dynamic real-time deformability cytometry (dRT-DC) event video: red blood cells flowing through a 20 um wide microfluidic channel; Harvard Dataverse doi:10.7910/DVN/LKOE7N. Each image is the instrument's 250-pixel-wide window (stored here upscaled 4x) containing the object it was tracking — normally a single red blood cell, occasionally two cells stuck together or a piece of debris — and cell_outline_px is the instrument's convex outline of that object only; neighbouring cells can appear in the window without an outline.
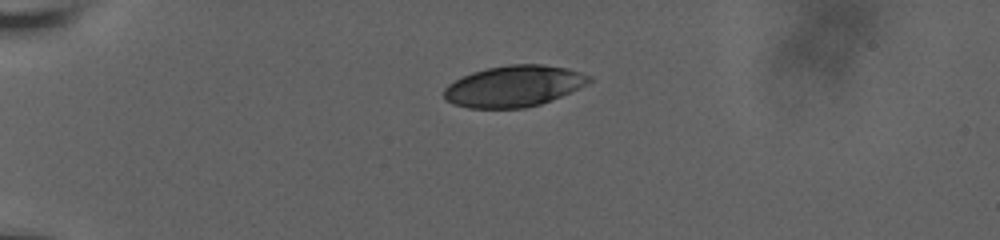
{"species": "human", "species_latin": "Homo sapiens", "temperature_condition": "room temperature", "stored_images_in_passage": 5, "camera_frame_rate_fps": 3000, "um_per_image_px": 0.085, "donor": {"sex": "male"}, "frame": {"image": 1, "passage_image": 1, "time_ms": 0.0, "image_size_px": [1000, 240], "cell_outline_px": [[592, 80], [588, 84], [560, 96], [540, 104], [524, 108], [468, 108], [452, 104], [444, 100], [444, 88], [448, 84], [472, 72], [488, 68], [508, 64], [540, 64], [568, 68], [592, 76]], "centroid_in_image_um": [43.67, 7.32], "position_along_channel_um": 41.3, "area_um2": 34.85}}
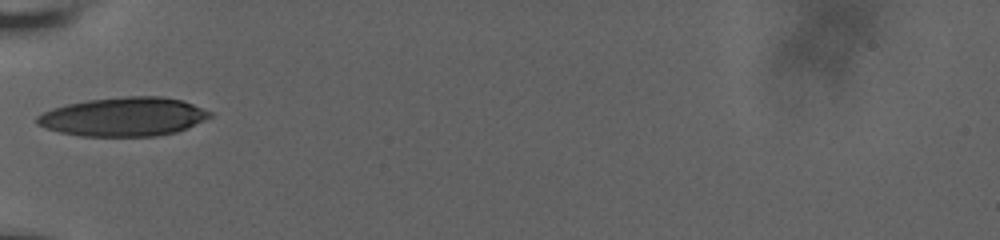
{"frame": {"image": 2, "passage_image": 4, "time_ms": 2.333, "image_size_px": [1000, 240], "cell_outline_px": [[212, 116], [204, 120], [176, 132], [156, 136], [80, 136], [60, 132], [44, 128], [36, 124], [36, 116], [52, 108], [68, 104], [88, 100], [128, 96], [160, 96], [180, 100], [192, 104], [212, 112]], "centroid_in_image_um": [10.47, 9.93], "position_along_channel_um": 74.5, "area_um2": 38.96}}